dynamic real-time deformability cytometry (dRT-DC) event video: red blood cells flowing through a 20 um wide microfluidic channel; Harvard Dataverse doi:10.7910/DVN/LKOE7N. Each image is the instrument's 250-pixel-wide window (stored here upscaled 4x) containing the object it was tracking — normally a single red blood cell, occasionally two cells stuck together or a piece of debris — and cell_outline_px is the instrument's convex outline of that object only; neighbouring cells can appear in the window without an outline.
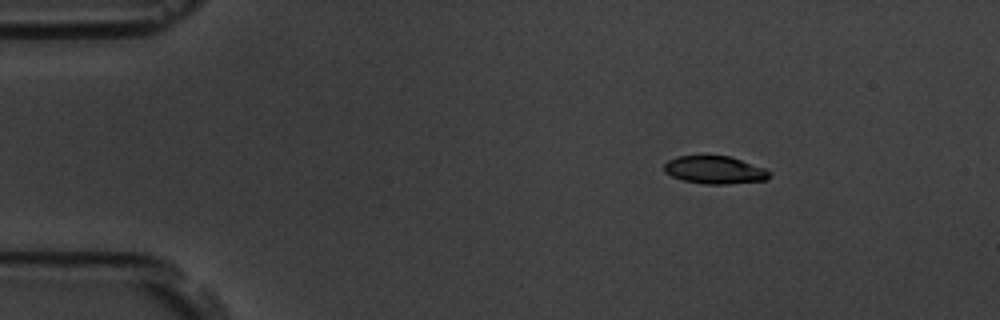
{"species": "common noctule bat (a hibernating species)", "species_latin": "Nyctalus noctula", "temperature_condition": "room temperature", "stored_images_in_passage": 14, "camera_frame_rate_fps": 3000, "um_per_image_px": 0.085, "animal": {"sex": "male", "body_mass_g": 19.5, "forearm_length_mm": 54.6}, "frame": {"image": 1, "passage_image": 2, "time_ms": 1.0, "image_size_px": [1000, 320], "cell_outline_px": [[772, 176], [768, 180], [728, 184], [704, 184], [684, 180], [672, 176], [664, 172], [664, 164], [668, 160], [676, 156], [728, 156], [764, 168], [772, 172]], "centroid_in_image_um": [60.77, 14.45], "position_along_channel_um": 24.2, "area_um2": 17.05}}
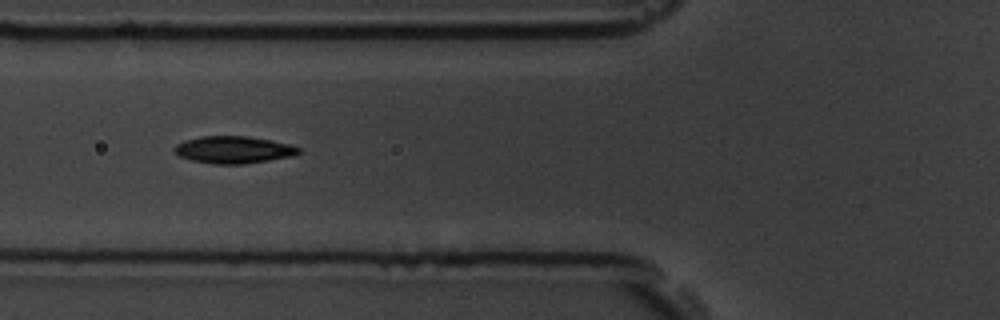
{"frame": {"image": 2, "passage_image": 5, "time_ms": 5.333, "image_size_px": [1000, 320], "cell_outline_px": [[300, 152], [292, 156], [244, 164], [212, 164], [192, 160], [180, 156], [172, 148], [176, 144], [184, 140], [200, 136], [248, 136], [272, 140], [292, 144], [300, 148]], "centroid_in_image_um": [19.85, 12.72], "position_along_channel_um": 105.9, "area_um2": 19.77}}
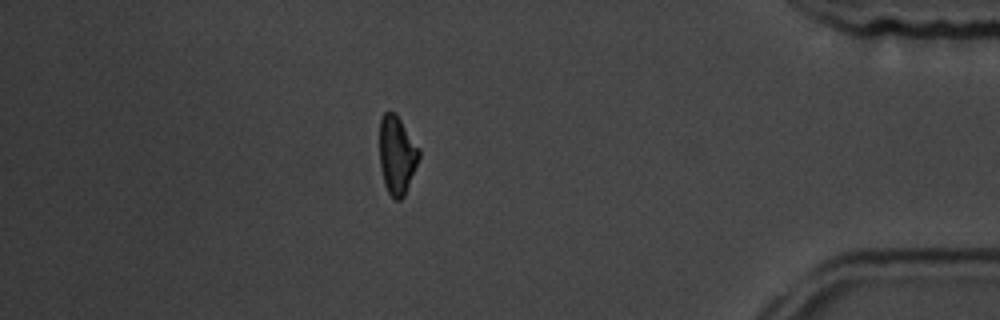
{"frame": {"image": 3, "passage_image": 13, "time_ms": 14.667, "image_size_px": [1000, 320], "cell_outline_px": [[420, 156], [404, 196], [400, 200], [396, 200], [388, 192], [384, 184], [380, 168], [380, 120], [384, 112], [396, 112], [420, 148]], "centroid_in_image_um": [33.74, 13.15], "position_along_channel_um": 401.5, "area_um2": 18.09}, "authors_computed_cell_mechanics": {"area_um2": 18.785, "velocity_mm_per_s": 3.6052, "shape_relaxation_time_tau1_ms": 3.0756, "shape_relaxation_time_tau2_ms": 4.0579, "deformation_change_tau1": 0.1049, "deformation_change_tau2": 0.0837}}